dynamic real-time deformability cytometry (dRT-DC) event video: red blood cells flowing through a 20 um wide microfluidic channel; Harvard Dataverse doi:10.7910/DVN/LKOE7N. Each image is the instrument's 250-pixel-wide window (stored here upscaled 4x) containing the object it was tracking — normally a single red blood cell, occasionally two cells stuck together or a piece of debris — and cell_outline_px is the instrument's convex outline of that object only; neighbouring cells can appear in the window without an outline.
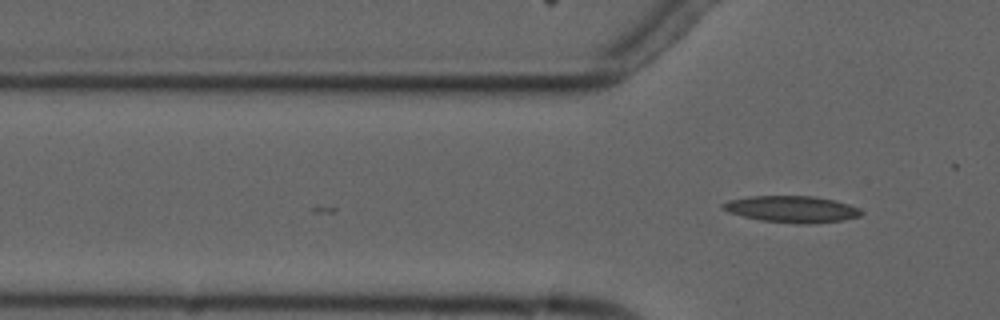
{"species": "common noctule bat (a hibernating species)", "species_latin": "Nyctalus noctula", "temperature_condition": "cold", "stored_images_in_passage": 4, "camera_frame_rate_fps": 3000, "um_per_image_px": 0.085, "animal": {"sex": "male", "forearm_length_mm": 52.5}, "frame": {"image": 1, "passage_image": 4, "time_ms": 4.333, "image_size_px": [1000, 320], "cell_outline_px": [[864, 212], [860, 216], [844, 220], [812, 224], [796, 224], [760, 220], [728, 212], [720, 208], [720, 204], [728, 200], [748, 196], [816, 196], [848, 204]], "centroid_in_image_um": [67.27, 17.78], "position_along_channel_um": 58.5, "area_um2": 21.56}}